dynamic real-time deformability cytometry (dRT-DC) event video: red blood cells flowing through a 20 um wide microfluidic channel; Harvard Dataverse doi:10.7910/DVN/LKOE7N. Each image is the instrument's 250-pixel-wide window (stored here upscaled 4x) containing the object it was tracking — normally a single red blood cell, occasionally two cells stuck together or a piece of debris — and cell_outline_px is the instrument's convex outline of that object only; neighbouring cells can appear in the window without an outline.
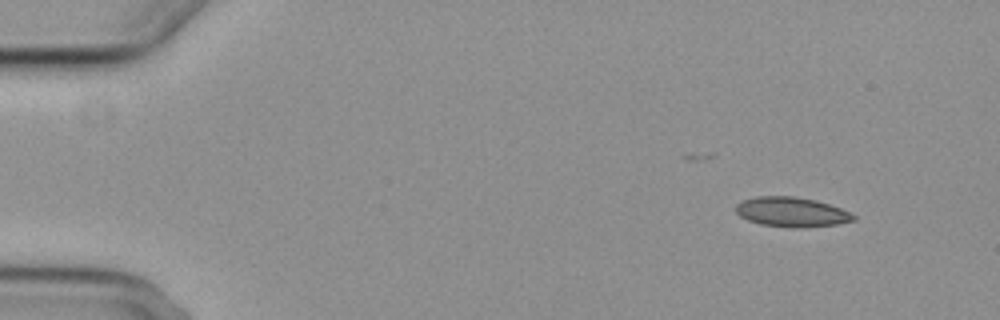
{"species": "common noctule bat (a hibernating species)", "species_latin": "Nyctalus noctula", "temperature_condition": "cold", "stored_images_in_passage": 7, "camera_frame_rate_fps": 3000, "um_per_image_px": 0.085, "animal": {"sex": "female", "body_mass_g": 29.2, "forearm_length_mm": 56.3}, "frame": {"image": 1, "passage_image": 1, "time_ms": 0.0, "image_size_px": [1000, 320], "cell_outline_px": [[856, 220], [836, 224], [800, 228], [792, 228], [760, 224], [748, 220], [740, 216], [736, 212], [736, 204], [744, 200], [756, 196], [792, 196], [816, 200], [840, 208], [856, 216]], "centroid_in_image_um": [67.27, 18.02], "position_along_channel_um": 17.7, "area_um2": 20.29}}
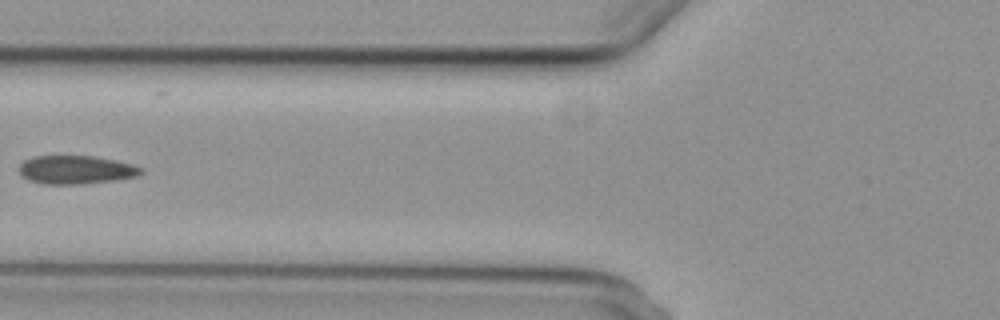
{"frame": {"image": 2, "passage_image": 6, "time_ms": 5.667, "image_size_px": [1000, 320], "cell_outline_px": [[144, 172], [136, 176], [116, 180], [80, 184], [44, 184], [28, 180], [20, 176], [16, 168], [24, 160], [32, 156], [92, 156], [116, 160], [132, 164], [144, 168]], "centroid_in_image_um": [6.41, 14.43], "position_along_channel_um": 119.4, "area_um2": 20.52}}
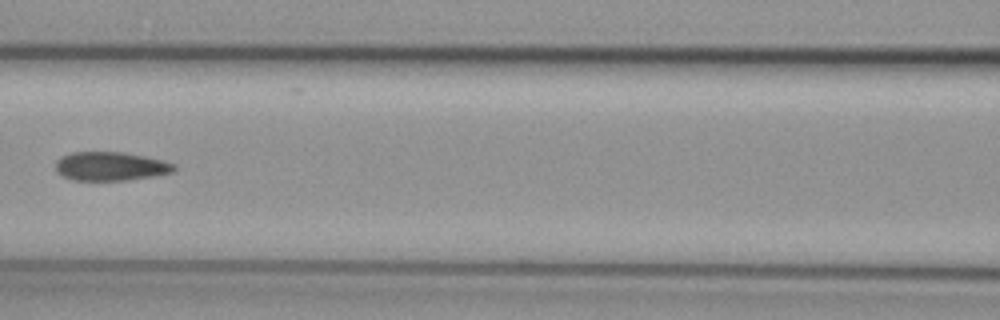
{"frame": {"image": 3, "passage_image": 7, "time_ms": 6.667, "image_size_px": [1000, 320], "cell_outline_px": [[176, 168], [172, 172], [152, 176], [128, 180], [72, 180], [56, 172], [56, 160], [72, 152], [124, 152], [144, 156], [176, 164]], "centroid_in_image_um": [9.39, 14.13], "position_along_channel_um": 157.2, "area_um2": 19.71}}